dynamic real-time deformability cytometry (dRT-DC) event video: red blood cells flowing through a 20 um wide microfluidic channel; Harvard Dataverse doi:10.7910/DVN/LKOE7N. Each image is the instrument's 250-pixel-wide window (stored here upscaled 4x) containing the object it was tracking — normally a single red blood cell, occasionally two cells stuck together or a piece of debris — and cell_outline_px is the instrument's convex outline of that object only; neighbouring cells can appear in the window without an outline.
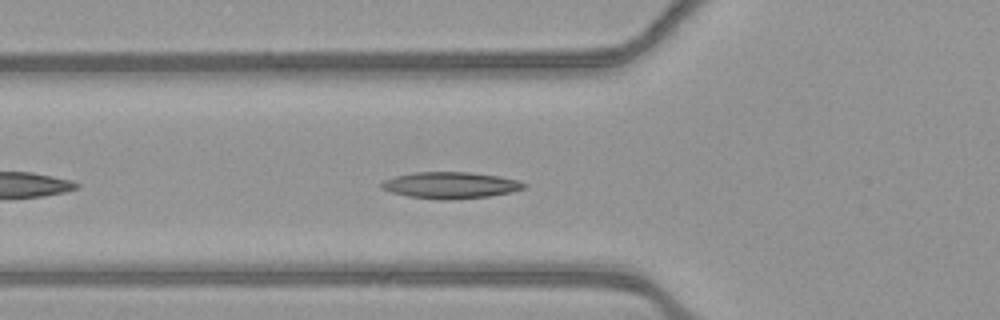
{"species": "common noctule bat (a hibernating species)", "species_latin": "Nyctalus noctula", "temperature_condition": "warm", "stored_images_in_passage": 32, "camera_frame_rate_fps": 3000, "um_per_image_px": 0.085, "animal": {"sex": "female", "body_mass_g": 21.9}, "frame": {"image": 1, "passage_image": 6, "time_ms": 1.667, "image_size_px": [1000, 320], "cell_outline_px": [[528, 184], [524, 188], [512, 192], [488, 196], [452, 200], [440, 200], [408, 196], [392, 192], [380, 188], [380, 184], [384, 180], [396, 176], [412, 172], [472, 172], [500, 176], [520, 180]], "centroid_in_image_um": [38.32, 15.74], "position_along_channel_um": 87.5, "area_um2": 22.2}}
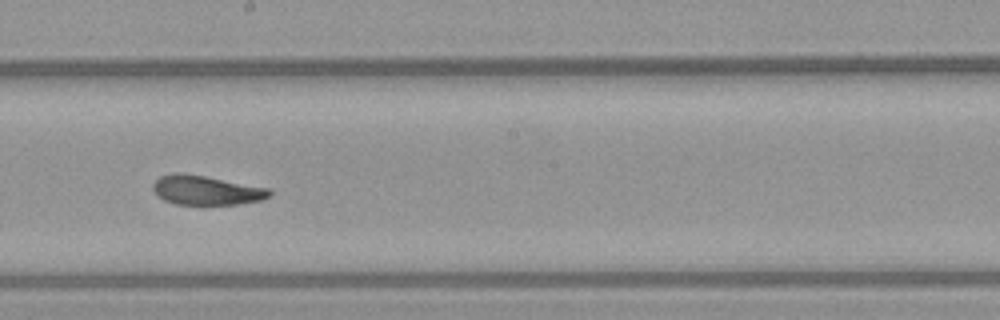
{"frame": {"image": 2, "passage_image": 17, "time_ms": 5.333, "image_size_px": [1000, 320], "cell_outline_px": [[272, 192], [268, 196], [260, 200], [236, 204], [176, 204], [164, 200], [156, 196], [152, 188], [152, 184], [160, 176], [176, 172], [180, 172], [204, 176], [268, 188]], "centroid_in_image_um": [17.45, 16.16], "position_along_channel_um": 230.7, "area_um2": 19.71}}
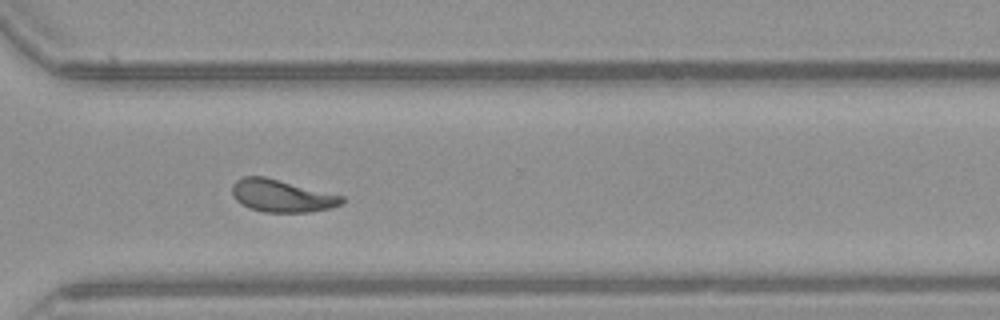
{"frame": {"image": 3, "passage_image": 26, "time_ms": 8.333, "image_size_px": [1000, 320], "cell_outline_px": [[344, 200], [340, 204], [332, 208], [308, 212], [264, 212], [248, 208], [240, 204], [236, 200], [232, 192], [232, 184], [236, 180], [244, 176], [264, 176], [344, 196]], "centroid_in_image_um": [23.92, 16.65], "position_along_channel_um": 346.7, "area_um2": 20.75}, "authors_computed_cell_mechanics": {"area_um2": 20.7213, "velocity_mm_per_s": 3.8771, "shape_relaxation_time_tau1_ms": 4.2915, "shape_relaxation_time_tau2_ms": 1.7791, "deformation_change_tau1": 0.1752, "deformation_change_tau2": 0.0822}}